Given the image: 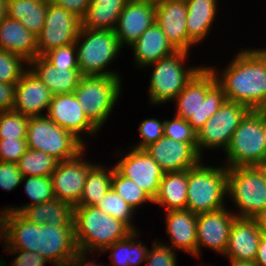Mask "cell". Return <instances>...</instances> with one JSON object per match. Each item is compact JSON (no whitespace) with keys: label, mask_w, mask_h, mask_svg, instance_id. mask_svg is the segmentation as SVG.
Wrapping results in <instances>:
<instances>
[{"label":"cell","mask_w":266,"mask_h":266,"mask_svg":"<svg viewBox=\"0 0 266 266\" xmlns=\"http://www.w3.org/2000/svg\"><path fill=\"white\" fill-rule=\"evenodd\" d=\"M227 201L237 218L256 219L266 210V178L258 166L227 168Z\"/></svg>","instance_id":"obj_9"},{"label":"cell","mask_w":266,"mask_h":266,"mask_svg":"<svg viewBox=\"0 0 266 266\" xmlns=\"http://www.w3.org/2000/svg\"><path fill=\"white\" fill-rule=\"evenodd\" d=\"M164 135L179 142L189 143L197 151V132L185 119L173 116L164 119Z\"/></svg>","instance_id":"obj_40"},{"label":"cell","mask_w":266,"mask_h":266,"mask_svg":"<svg viewBox=\"0 0 266 266\" xmlns=\"http://www.w3.org/2000/svg\"><path fill=\"white\" fill-rule=\"evenodd\" d=\"M186 0H160L156 2L155 22L177 50L188 51Z\"/></svg>","instance_id":"obj_21"},{"label":"cell","mask_w":266,"mask_h":266,"mask_svg":"<svg viewBox=\"0 0 266 266\" xmlns=\"http://www.w3.org/2000/svg\"><path fill=\"white\" fill-rule=\"evenodd\" d=\"M15 84L0 82V111L12 110L14 107Z\"/></svg>","instance_id":"obj_48"},{"label":"cell","mask_w":266,"mask_h":266,"mask_svg":"<svg viewBox=\"0 0 266 266\" xmlns=\"http://www.w3.org/2000/svg\"><path fill=\"white\" fill-rule=\"evenodd\" d=\"M48 0H7V16L38 36L45 23Z\"/></svg>","instance_id":"obj_32"},{"label":"cell","mask_w":266,"mask_h":266,"mask_svg":"<svg viewBox=\"0 0 266 266\" xmlns=\"http://www.w3.org/2000/svg\"><path fill=\"white\" fill-rule=\"evenodd\" d=\"M254 262L257 266H266V233L261 235Z\"/></svg>","instance_id":"obj_50"},{"label":"cell","mask_w":266,"mask_h":266,"mask_svg":"<svg viewBox=\"0 0 266 266\" xmlns=\"http://www.w3.org/2000/svg\"><path fill=\"white\" fill-rule=\"evenodd\" d=\"M56 67H67L68 69H79L77 49L75 43L67 46L54 48L43 55Z\"/></svg>","instance_id":"obj_43"},{"label":"cell","mask_w":266,"mask_h":266,"mask_svg":"<svg viewBox=\"0 0 266 266\" xmlns=\"http://www.w3.org/2000/svg\"><path fill=\"white\" fill-rule=\"evenodd\" d=\"M3 249L33 251L50 266H67L79 253L74 227H51L29 222L20 213L4 210Z\"/></svg>","instance_id":"obj_1"},{"label":"cell","mask_w":266,"mask_h":266,"mask_svg":"<svg viewBox=\"0 0 266 266\" xmlns=\"http://www.w3.org/2000/svg\"><path fill=\"white\" fill-rule=\"evenodd\" d=\"M187 185L188 170L164 173L153 206L163 212L187 209Z\"/></svg>","instance_id":"obj_28"},{"label":"cell","mask_w":266,"mask_h":266,"mask_svg":"<svg viewBox=\"0 0 266 266\" xmlns=\"http://www.w3.org/2000/svg\"><path fill=\"white\" fill-rule=\"evenodd\" d=\"M261 111L264 113L265 121H266V108L262 109Z\"/></svg>","instance_id":"obj_56"},{"label":"cell","mask_w":266,"mask_h":266,"mask_svg":"<svg viewBox=\"0 0 266 266\" xmlns=\"http://www.w3.org/2000/svg\"><path fill=\"white\" fill-rule=\"evenodd\" d=\"M144 150L164 173L188 170L203 159L189 143L179 142L165 135Z\"/></svg>","instance_id":"obj_19"},{"label":"cell","mask_w":266,"mask_h":266,"mask_svg":"<svg viewBox=\"0 0 266 266\" xmlns=\"http://www.w3.org/2000/svg\"><path fill=\"white\" fill-rule=\"evenodd\" d=\"M81 30V18L48 0L45 23L37 36L38 55L75 43Z\"/></svg>","instance_id":"obj_13"},{"label":"cell","mask_w":266,"mask_h":266,"mask_svg":"<svg viewBox=\"0 0 266 266\" xmlns=\"http://www.w3.org/2000/svg\"><path fill=\"white\" fill-rule=\"evenodd\" d=\"M163 220L169 242H161L171 246L175 251H182L196 258L197 214L188 209L173 210L164 212Z\"/></svg>","instance_id":"obj_22"},{"label":"cell","mask_w":266,"mask_h":266,"mask_svg":"<svg viewBox=\"0 0 266 266\" xmlns=\"http://www.w3.org/2000/svg\"><path fill=\"white\" fill-rule=\"evenodd\" d=\"M219 3L218 0H186L188 52L191 53L192 48L200 46L210 36L218 18Z\"/></svg>","instance_id":"obj_24"},{"label":"cell","mask_w":266,"mask_h":266,"mask_svg":"<svg viewBox=\"0 0 266 266\" xmlns=\"http://www.w3.org/2000/svg\"><path fill=\"white\" fill-rule=\"evenodd\" d=\"M95 207L124 222L132 231L140 230V226L138 228L134 221L138 212L127 204L112 188L103 195Z\"/></svg>","instance_id":"obj_37"},{"label":"cell","mask_w":266,"mask_h":266,"mask_svg":"<svg viewBox=\"0 0 266 266\" xmlns=\"http://www.w3.org/2000/svg\"><path fill=\"white\" fill-rule=\"evenodd\" d=\"M58 162L47 153L28 148L16 164L22 176H51Z\"/></svg>","instance_id":"obj_35"},{"label":"cell","mask_w":266,"mask_h":266,"mask_svg":"<svg viewBox=\"0 0 266 266\" xmlns=\"http://www.w3.org/2000/svg\"><path fill=\"white\" fill-rule=\"evenodd\" d=\"M27 150L26 139H0V162L17 163Z\"/></svg>","instance_id":"obj_44"},{"label":"cell","mask_w":266,"mask_h":266,"mask_svg":"<svg viewBox=\"0 0 266 266\" xmlns=\"http://www.w3.org/2000/svg\"><path fill=\"white\" fill-rule=\"evenodd\" d=\"M140 231H133L126 238L116 241L102 252V255L110 252L108 259L111 262L108 266H139L145 264L149 248L147 244L140 240L142 235Z\"/></svg>","instance_id":"obj_30"},{"label":"cell","mask_w":266,"mask_h":266,"mask_svg":"<svg viewBox=\"0 0 266 266\" xmlns=\"http://www.w3.org/2000/svg\"><path fill=\"white\" fill-rule=\"evenodd\" d=\"M20 214L29 222L51 227H74L73 207L59 199L24 208Z\"/></svg>","instance_id":"obj_29"},{"label":"cell","mask_w":266,"mask_h":266,"mask_svg":"<svg viewBox=\"0 0 266 266\" xmlns=\"http://www.w3.org/2000/svg\"><path fill=\"white\" fill-rule=\"evenodd\" d=\"M142 1H152V2H158L160 0H142Z\"/></svg>","instance_id":"obj_57"},{"label":"cell","mask_w":266,"mask_h":266,"mask_svg":"<svg viewBox=\"0 0 266 266\" xmlns=\"http://www.w3.org/2000/svg\"><path fill=\"white\" fill-rule=\"evenodd\" d=\"M57 6L65 8L72 14L82 18L90 5L91 0H49Z\"/></svg>","instance_id":"obj_47"},{"label":"cell","mask_w":266,"mask_h":266,"mask_svg":"<svg viewBox=\"0 0 266 266\" xmlns=\"http://www.w3.org/2000/svg\"><path fill=\"white\" fill-rule=\"evenodd\" d=\"M0 243H4L3 232L0 234ZM0 266H7V262L3 259V257H0Z\"/></svg>","instance_id":"obj_54"},{"label":"cell","mask_w":266,"mask_h":266,"mask_svg":"<svg viewBox=\"0 0 266 266\" xmlns=\"http://www.w3.org/2000/svg\"><path fill=\"white\" fill-rule=\"evenodd\" d=\"M196 266H197V265H196ZM199 266H208V265H207V264H204V263H203V265H202V263H200ZM210 266H212V264H211Z\"/></svg>","instance_id":"obj_58"},{"label":"cell","mask_w":266,"mask_h":266,"mask_svg":"<svg viewBox=\"0 0 266 266\" xmlns=\"http://www.w3.org/2000/svg\"><path fill=\"white\" fill-rule=\"evenodd\" d=\"M11 256V266H47L51 264L44 257H41L35 252L24 251L19 249H2ZM14 257V259H13Z\"/></svg>","instance_id":"obj_46"},{"label":"cell","mask_w":266,"mask_h":266,"mask_svg":"<svg viewBox=\"0 0 266 266\" xmlns=\"http://www.w3.org/2000/svg\"><path fill=\"white\" fill-rule=\"evenodd\" d=\"M46 116L58 126L71 132L85 146L88 145L86 142L89 138L98 137L100 130L87 118L74 92L53 95ZM86 136L87 141H85Z\"/></svg>","instance_id":"obj_16"},{"label":"cell","mask_w":266,"mask_h":266,"mask_svg":"<svg viewBox=\"0 0 266 266\" xmlns=\"http://www.w3.org/2000/svg\"><path fill=\"white\" fill-rule=\"evenodd\" d=\"M87 147L76 157L58 162L51 174L56 199L69 203L73 208L79 204L89 170L97 163L85 159Z\"/></svg>","instance_id":"obj_15"},{"label":"cell","mask_w":266,"mask_h":266,"mask_svg":"<svg viewBox=\"0 0 266 266\" xmlns=\"http://www.w3.org/2000/svg\"><path fill=\"white\" fill-rule=\"evenodd\" d=\"M263 233H266V210L256 218Z\"/></svg>","instance_id":"obj_53"},{"label":"cell","mask_w":266,"mask_h":266,"mask_svg":"<svg viewBox=\"0 0 266 266\" xmlns=\"http://www.w3.org/2000/svg\"><path fill=\"white\" fill-rule=\"evenodd\" d=\"M190 52L178 50L172 55L143 68H151L148 86L149 105L160 107L171 102L192 80V78L205 66L204 63L192 65ZM187 62V63H186ZM192 65V66H191Z\"/></svg>","instance_id":"obj_5"},{"label":"cell","mask_w":266,"mask_h":266,"mask_svg":"<svg viewBox=\"0 0 266 266\" xmlns=\"http://www.w3.org/2000/svg\"><path fill=\"white\" fill-rule=\"evenodd\" d=\"M7 16V0H0V23Z\"/></svg>","instance_id":"obj_52"},{"label":"cell","mask_w":266,"mask_h":266,"mask_svg":"<svg viewBox=\"0 0 266 266\" xmlns=\"http://www.w3.org/2000/svg\"><path fill=\"white\" fill-rule=\"evenodd\" d=\"M52 96L48 87L27 69L15 84L12 110L28 117L46 115Z\"/></svg>","instance_id":"obj_20"},{"label":"cell","mask_w":266,"mask_h":266,"mask_svg":"<svg viewBox=\"0 0 266 266\" xmlns=\"http://www.w3.org/2000/svg\"><path fill=\"white\" fill-rule=\"evenodd\" d=\"M97 162L88 172L82 196L77 206H96L111 188L115 165L108 166Z\"/></svg>","instance_id":"obj_33"},{"label":"cell","mask_w":266,"mask_h":266,"mask_svg":"<svg viewBox=\"0 0 266 266\" xmlns=\"http://www.w3.org/2000/svg\"><path fill=\"white\" fill-rule=\"evenodd\" d=\"M156 239V240H155ZM152 240V246L148 250L145 264L147 266H178V252L172 249L171 246L162 243L160 239Z\"/></svg>","instance_id":"obj_42"},{"label":"cell","mask_w":266,"mask_h":266,"mask_svg":"<svg viewBox=\"0 0 266 266\" xmlns=\"http://www.w3.org/2000/svg\"><path fill=\"white\" fill-rule=\"evenodd\" d=\"M156 2L129 0L120 13L115 34L122 48H129L155 23ZM128 46V47H127Z\"/></svg>","instance_id":"obj_18"},{"label":"cell","mask_w":266,"mask_h":266,"mask_svg":"<svg viewBox=\"0 0 266 266\" xmlns=\"http://www.w3.org/2000/svg\"><path fill=\"white\" fill-rule=\"evenodd\" d=\"M188 169L187 209L195 214L220 210L227 205V167L204 163ZM218 166V167H217Z\"/></svg>","instance_id":"obj_7"},{"label":"cell","mask_w":266,"mask_h":266,"mask_svg":"<svg viewBox=\"0 0 266 266\" xmlns=\"http://www.w3.org/2000/svg\"><path fill=\"white\" fill-rule=\"evenodd\" d=\"M26 142L28 148L47 153L59 162L76 157L88 147L46 115L29 118Z\"/></svg>","instance_id":"obj_11"},{"label":"cell","mask_w":266,"mask_h":266,"mask_svg":"<svg viewBox=\"0 0 266 266\" xmlns=\"http://www.w3.org/2000/svg\"><path fill=\"white\" fill-rule=\"evenodd\" d=\"M22 185L30 201L20 206L16 205L15 207L12 204L7 207L4 206V210L20 213L24 208L55 199L51 176H23L21 181Z\"/></svg>","instance_id":"obj_34"},{"label":"cell","mask_w":266,"mask_h":266,"mask_svg":"<svg viewBox=\"0 0 266 266\" xmlns=\"http://www.w3.org/2000/svg\"><path fill=\"white\" fill-rule=\"evenodd\" d=\"M129 0H91L81 18V27L115 30L122 9Z\"/></svg>","instance_id":"obj_31"},{"label":"cell","mask_w":266,"mask_h":266,"mask_svg":"<svg viewBox=\"0 0 266 266\" xmlns=\"http://www.w3.org/2000/svg\"><path fill=\"white\" fill-rule=\"evenodd\" d=\"M138 125L139 142L132 143L133 146L129 145L132 148L144 150L164 135V119L144 118Z\"/></svg>","instance_id":"obj_41"},{"label":"cell","mask_w":266,"mask_h":266,"mask_svg":"<svg viewBox=\"0 0 266 266\" xmlns=\"http://www.w3.org/2000/svg\"><path fill=\"white\" fill-rule=\"evenodd\" d=\"M91 256V258L89 259V257ZM94 256V254H87V253H81L79 252L70 262L67 266H105L99 264L94 258L92 259V257Z\"/></svg>","instance_id":"obj_49"},{"label":"cell","mask_w":266,"mask_h":266,"mask_svg":"<svg viewBox=\"0 0 266 266\" xmlns=\"http://www.w3.org/2000/svg\"><path fill=\"white\" fill-rule=\"evenodd\" d=\"M73 223L79 252L98 254V257L107 247L133 232L124 222L95 206H75Z\"/></svg>","instance_id":"obj_4"},{"label":"cell","mask_w":266,"mask_h":266,"mask_svg":"<svg viewBox=\"0 0 266 266\" xmlns=\"http://www.w3.org/2000/svg\"><path fill=\"white\" fill-rule=\"evenodd\" d=\"M249 111L244 104L226 100L197 132L198 154L205 159V151L222 150L220 153H224L234 131Z\"/></svg>","instance_id":"obj_12"},{"label":"cell","mask_w":266,"mask_h":266,"mask_svg":"<svg viewBox=\"0 0 266 266\" xmlns=\"http://www.w3.org/2000/svg\"><path fill=\"white\" fill-rule=\"evenodd\" d=\"M228 259L229 266H257V264L254 261H239V260H234V259Z\"/></svg>","instance_id":"obj_51"},{"label":"cell","mask_w":266,"mask_h":266,"mask_svg":"<svg viewBox=\"0 0 266 266\" xmlns=\"http://www.w3.org/2000/svg\"><path fill=\"white\" fill-rule=\"evenodd\" d=\"M22 173L16 163L0 162V187L5 192H11L20 187Z\"/></svg>","instance_id":"obj_45"},{"label":"cell","mask_w":266,"mask_h":266,"mask_svg":"<svg viewBox=\"0 0 266 266\" xmlns=\"http://www.w3.org/2000/svg\"><path fill=\"white\" fill-rule=\"evenodd\" d=\"M129 49H133L132 60H134L136 68L141 70L178 51L166 38L163 30L156 22L144 31Z\"/></svg>","instance_id":"obj_25"},{"label":"cell","mask_w":266,"mask_h":266,"mask_svg":"<svg viewBox=\"0 0 266 266\" xmlns=\"http://www.w3.org/2000/svg\"><path fill=\"white\" fill-rule=\"evenodd\" d=\"M237 217L230 207L197 215L196 259L201 258L202 247L220 256L226 252L231 226Z\"/></svg>","instance_id":"obj_17"},{"label":"cell","mask_w":266,"mask_h":266,"mask_svg":"<svg viewBox=\"0 0 266 266\" xmlns=\"http://www.w3.org/2000/svg\"><path fill=\"white\" fill-rule=\"evenodd\" d=\"M29 118L13 110L0 111V139H26Z\"/></svg>","instance_id":"obj_38"},{"label":"cell","mask_w":266,"mask_h":266,"mask_svg":"<svg viewBox=\"0 0 266 266\" xmlns=\"http://www.w3.org/2000/svg\"><path fill=\"white\" fill-rule=\"evenodd\" d=\"M261 48L266 52V47L263 46V47H261Z\"/></svg>","instance_id":"obj_59"},{"label":"cell","mask_w":266,"mask_h":266,"mask_svg":"<svg viewBox=\"0 0 266 266\" xmlns=\"http://www.w3.org/2000/svg\"><path fill=\"white\" fill-rule=\"evenodd\" d=\"M28 69L48 87L52 95L73 93L82 77L79 69L56 67L43 55L29 61Z\"/></svg>","instance_id":"obj_26"},{"label":"cell","mask_w":266,"mask_h":266,"mask_svg":"<svg viewBox=\"0 0 266 266\" xmlns=\"http://www.w3.org/2000/svg\"><path fill=\"white\" fill-rule=\"evenodd\" d=\"M258 167L261 169V171L263 172V174L266 178V161L263 162L262 164H260Z\"/></svg>","instance_id":"obj_55"},{"label":"cell","mask_w":266,"mask_h":266,"mask_svg":"<svg viewBox=\"0 0 266 266\" xmlns=\"http://www.w3.org/2000/svg\"><path fill=\"white\" fill-rule=\"evenodd\" d=\"M78 68L82 76L122 77L117 69L110 68L124 50L114 30L82 28L75 41ZM109 67V68H108ZM111 69V70H110Z\"/></svg>","instance_id":"obj_6"},{"label":"cell","mask_w":266,"mask_h":266,"mask_svg":"<svg viewBox=\"0 0 266 266\" xmlns=\"http://www.w3.org/2000/svg\"><path fill=\"white\" fill-rule=\"evenodd\" d=\"M111 188L136 212L145 204H153V200L137 183L124 177L116 168L113 171Z\"/></svg>","instance_id":"obj_36"},{"label":"cell","mask_w":266,"mask_h":266,"mask_svg":"<svg viewBox=\"0 0 266 266\" xmlns=\"http://www.w3.org/2000/svg\"><path fill=\"white\" fill-rule=\"evenodd\" d=\"M114 155H116L117 160L119 159L114 164L115 168L124 177L137 183L154 200L164 174L158 163L145 150L130 146Z\"/></svg>","instance_id":"obj_14"},{"label":"cell","mask_w":266,"mask_h":266,"mask_svg":"<svg viewBox=\"0 0 266 266\" xmlns=\"http://www.w3.org/2000/svg\"><path fill=\"white\" fill-rule=\"evenodd\" d=\"M0 50L22 56L28 62L38 56L37 36L8 16L0 23Z\"/></svg>","instance_id":"obj_27"},{"label":"cell","mask_w":266,"mask_h":266,"mask_svg":"<svg viewBox=\"0 0 266 266\" xmlns=\"http://www.w3.org/2000/svg\"><path fill=\"white\" fill-rule=\"evenodd\" d=\"M227 168L259 166L266 161V121L261 110H250L234 131L224 152Z\"/></svg>","instance_id":"obj_8"},{"label":"cell","mask_w":266,"mask_h":266,"mask_svg":"<svg viewBox=\"0 0 266 266\" xmlns=\"http://www.w3.org/2000/svg\"><path fill=\"white\" fill-rule=\"evenodd\" d=\"M237 50L224 68L205 65L222 87L227 101L244 104L250 110H262L266 108V52L251 46Z\"/></svg>","instance_id":"obj_2"},{"label":"cell","mask_w":266,"mask_h":266,"mask_svg":"<svg viewBox=\"0 0 266 266\" xmlns=\"http://www.w3.org/2000/svg\"><path fill=\"white\" fill-rule=\"evenodd\" d=\"M123 77L82 76L74 94L87 118L100 130L114 113L124 88ZM109 117V118H108Z\"/></svg>","instance_id":"obj_10"},{"label":"cell","mask_w":266,"mask_h":266,"mask_svg":"<svg viewBox=\"0 0 266 266\" xmlns=\"http://www.w3.org/2000/svg\"><path fill=\"white\" fill-rule=\"evenodd\" d=\"M262 233L257 219L236 218L231 226L223 257L255 261Z\"/></svg>","instance_id":"obj_23"},{"label":"cell","mask_w":266,"mask_h":266,"mask_svg":"<svg viewBox=\"0 0 266 266\" xmlns=\"http://www.w3.org/2000/svg\"><path fill=\"white\" fill-rule=\"evenodd\" d=\"M226 101L222 87L205 65L172 101L174 114L188 121L198 132Z\"/></svg>","instance_id":"obj_3"},{"label":"cell","mask_w":266,"mask_h":266,"mask_svg":"<svg viewBox=\"0 0 266 266\" xmlns=\"http://www.w3.org/2000/svg\"><path fill=\"white\" fill-rule=\"evenodd\" d=\"M26 65V66H25ZM28 69V61L22 56L0 50V82L17 83Z\"/></svg>","instance_id":"obj_39"}]
</instances>
